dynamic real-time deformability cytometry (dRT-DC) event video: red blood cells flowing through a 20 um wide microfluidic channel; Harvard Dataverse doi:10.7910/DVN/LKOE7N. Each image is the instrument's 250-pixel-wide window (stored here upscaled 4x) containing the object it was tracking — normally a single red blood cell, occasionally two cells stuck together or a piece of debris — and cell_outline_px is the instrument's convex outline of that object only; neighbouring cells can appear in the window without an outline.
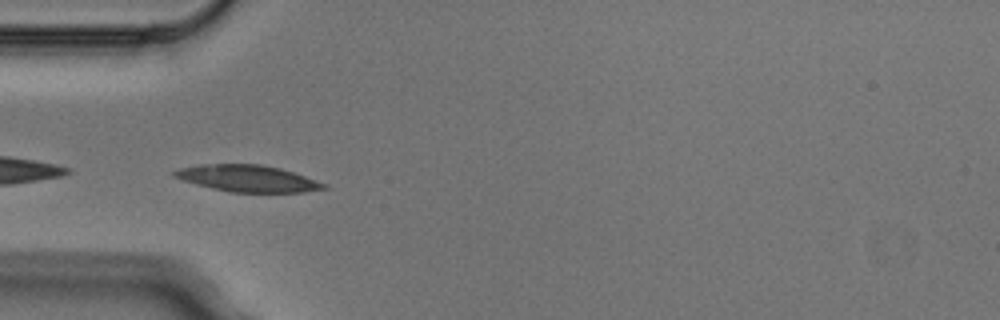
{"species": "Egyptian fruit bat (a non-hibernating species)", "species_latin": "Rousettus aegyptiacus", "temperature_condition": "cold", "stored_images_in_passage": 7, "camera_frame_rate_fps": 3000, "um_per_image_px": 0.085, "animal": {"sex": "male"}, "frame": {"image": 1, "passage_image": 5, "time_ms": 1.333, "image_size_px": [1000, 320], "cell_outline_px": [[328, 188], [304, 192], [228, 192], [196, 184], [172, 176], [172, 172], [180, 168], [200, 164], [260, 164], [280, 168], [328, 184]], "centroid_in_image_um": [21.05, 15.17], "position_along_channel_um": 63.9, "area_um2": 23.12}}
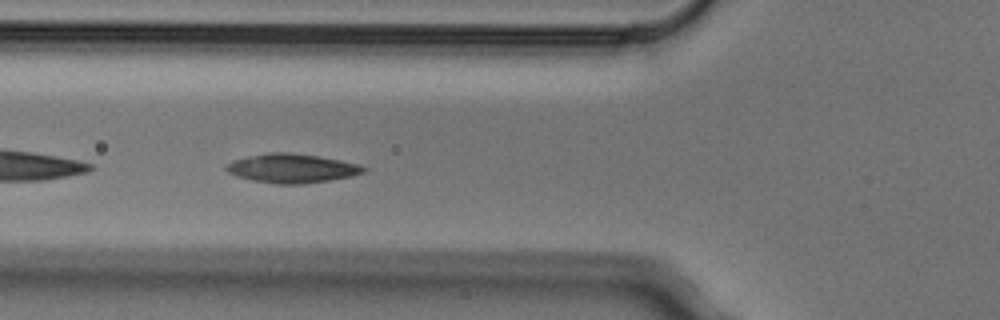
{"frame": {"image": 2, "passage_image": 6, "time_ms": 1.667, "image_size_px": [1000, 320], "cell_outline_px": [[368, 168], [364, 172], [352, 176], [304, 184], [276, 184], [252, 180], [236, 176], [228, 172], [224, 168], [232, 160], [248, 156], [268, 152], [288, 152], [316, 156], [340, 160], [360, 164]], "centroid_in_image_um": [24.8, 14.3], "position_along_channel_um": 101.0, "area_um2": 23.24}}
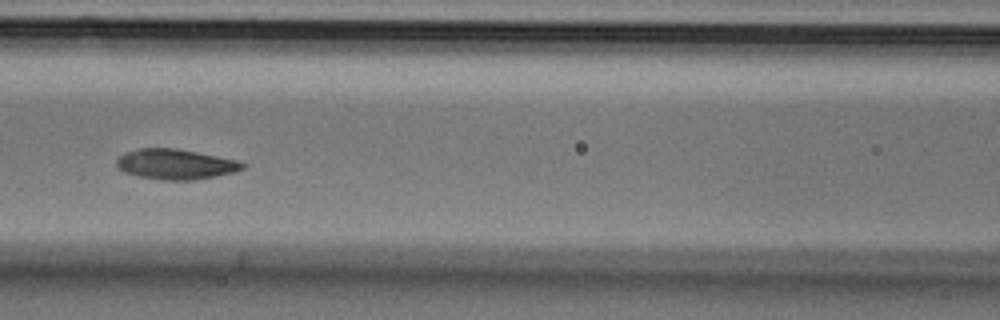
{"frame": {"image": 3, "passage_image": 7, "time_ms": 2.0, "image_size_px": [1000, 320], "cell_outline_px": [[248, 164], [244, 168], [232, 172], [216, 176], [192, 180], [164, 180], [140, 176], [124, 172], [116, 164], [116, 160], [124, 152], [140, 148], [176, 148], [236, 160]], "centroid_in_image_um": [14.91, 13.95], "position_along_channel_um": 151.7, "area_um2": 21.96}}